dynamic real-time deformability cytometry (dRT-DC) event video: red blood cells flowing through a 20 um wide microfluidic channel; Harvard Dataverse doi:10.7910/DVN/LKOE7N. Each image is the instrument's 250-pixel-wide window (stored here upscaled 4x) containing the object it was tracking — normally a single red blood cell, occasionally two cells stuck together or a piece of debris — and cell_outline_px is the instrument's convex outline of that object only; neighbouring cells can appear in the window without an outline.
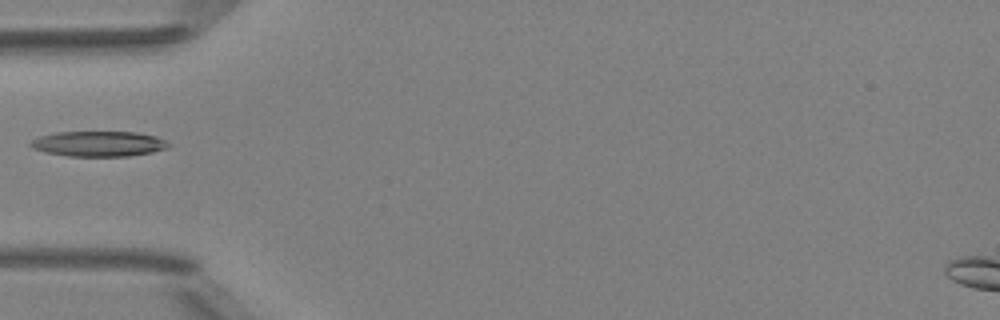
{"species": "Egyptian fruit bat (a non-hibernating species)", "species_latin": "Rousettus aegyptiacus", "temperature_condition": "room temperature", "stored_images_in_passage": 4, "camera_frame_rate_fps": 3000, "um_per_image_px": 0.085, "animal": {"sex": "female"}, "frame": {"image": 1, "passage_image": 3, "time_ms": 2.333, "image_size_px": [1000, 320], "cell_outline_px": [[172, 144], [168, 148], [152, 152], [128, 156], [68, 156], [44, 152], [32, 148], [28, 144], [32, 140], [40, 136], [56, 132], [136, 132], [156, 136]], "centroid_in_image_um": [8.38, 12.22], "position_along_channel_um": 76.6, "area_um2": 20.4}}
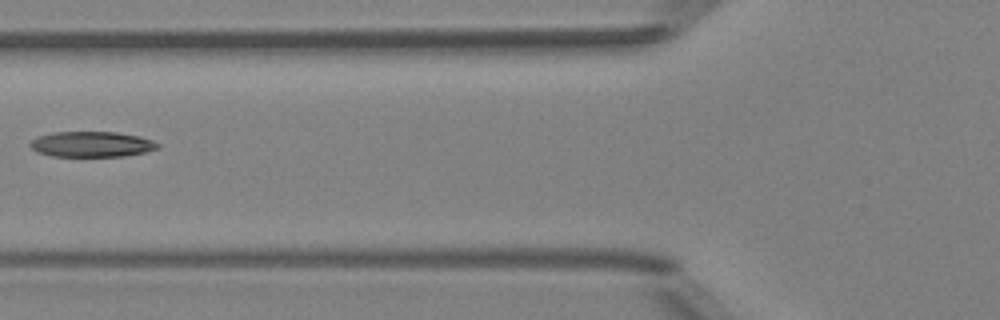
{"frame": {"image": 2, "passage_image": 4, "time_ms": 3.333, "image_size_px": [1000, 320], "cell_outline_px": [[160, 148], [144, 152], [124, 156], [52, 156], [36, 152], [28, 144], [36, 136], [52, 132], [116, 132], [140, 136], [152, 140], [160, 144]], "centroid_in_image_um": [7.78, 12.25], "position_along_channel_um": 118.0, "area_um2": 19.07}}